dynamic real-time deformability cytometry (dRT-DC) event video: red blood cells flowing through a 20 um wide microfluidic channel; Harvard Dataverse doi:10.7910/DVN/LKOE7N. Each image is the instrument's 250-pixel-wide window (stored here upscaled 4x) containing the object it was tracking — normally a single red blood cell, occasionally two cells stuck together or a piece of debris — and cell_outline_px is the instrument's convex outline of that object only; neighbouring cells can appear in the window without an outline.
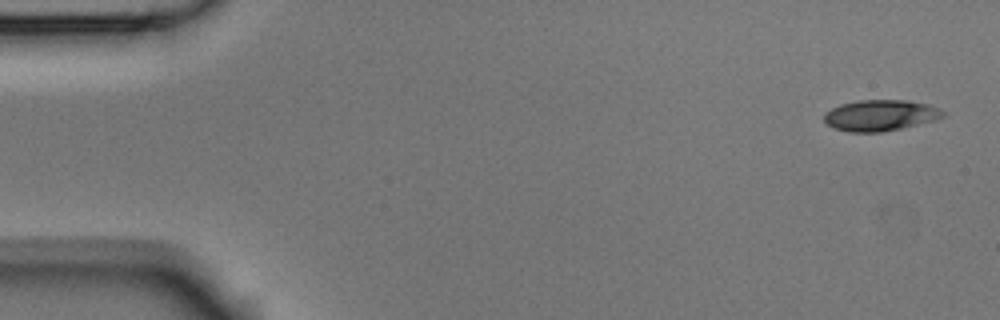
{"species": "Egyptian fruit bat (a non-hibernating species)", "species_latin": "Rousettus aegyptiacus", "temperature_condition": "room temperature", "stored_images_in_passage": 9, "camera_frame_rate_fps": 3000, "um_per_image_px": 0.085, "animal": {"sex": "male"}, "frame": {"image": 1, "passage_image": 1, "time_ms": 0.0, "image_size_px": [1000, 320], "cell_outline_px": [[944, 116], [932, 120], [900, 128], [880, 132], [848, 132], [836, 128], [828, 124], [824, 120], [824, 112], [840, 104], [860, 100], [908, 100], [928, 104], [944, 112]], "centroid_in_image_um": [74.78, 9.79], "position_along_channel_um": 10.2, "area_um2": 21.15}}
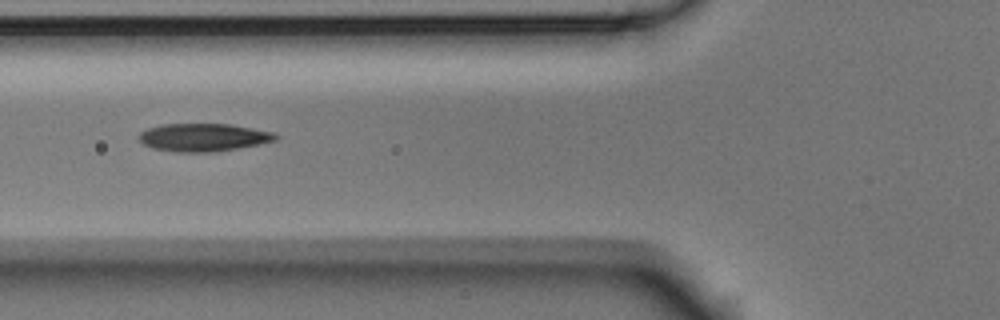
{"frame": {"image": 2, "passage_image": 6, "time_ms": 1.667, "image_size_px": [1000, 320], "cell_outline_px": [[280, 136], [276, 140], [260, 144], [216, 152], [176, 152], [152, 148], [144, 144], [136, 136], [140, 132], [148, 128], [164, 124], [232, 124], [276, 132]], "centroid_in_image_um": [17.33, 11.67], "position_along_channel_um": 108.5, "area_um2": 22.48}}
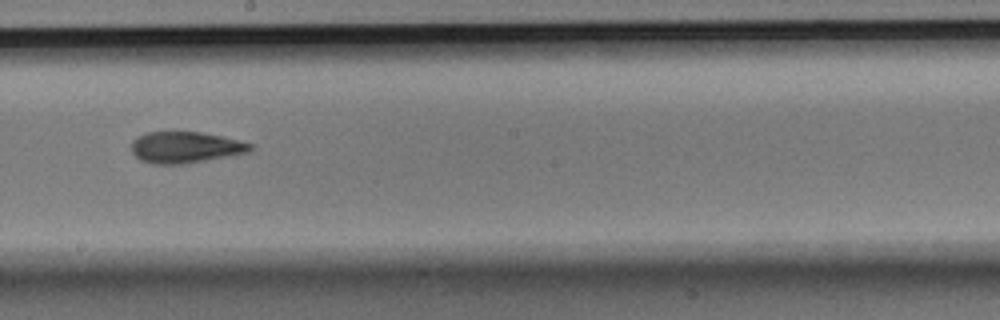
{"frame": {"image": 3, "passage_image": 9, "time_ms": 2.667, "image_size_px": [1000, 320], "cell_outline_px": [[256, 144], [252, 152], [188, 164], [152, 164], [140, 160], [132, 152], [132, 140], [136, 136], [148, 132], [200, 132], [224, 136]], "centroid_in_image_um": [15.83, 12.53], "position_along_channel_um": 232.4, "area_um2": 22.25}}